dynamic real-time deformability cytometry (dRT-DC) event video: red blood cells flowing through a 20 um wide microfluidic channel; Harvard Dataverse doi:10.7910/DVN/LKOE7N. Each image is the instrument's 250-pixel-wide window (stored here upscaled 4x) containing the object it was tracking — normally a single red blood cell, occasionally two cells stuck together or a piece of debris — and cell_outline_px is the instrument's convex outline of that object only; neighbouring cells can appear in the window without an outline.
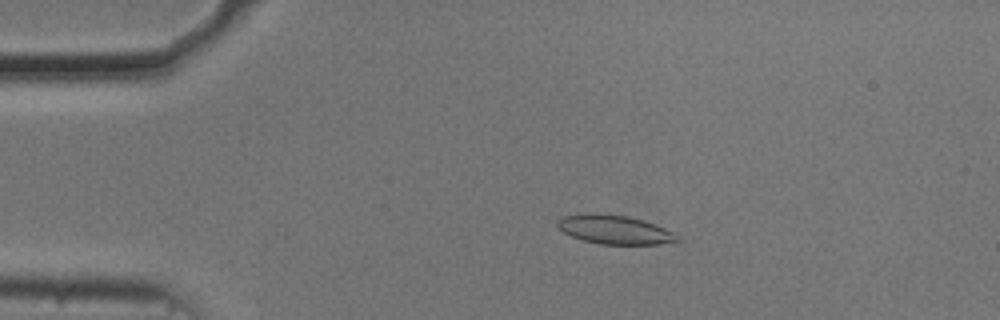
{"species": "common noctule bat (a hibernating species)", "species_latin": "Nyctalus noctula", "temperature_condition": "cold", "stored_images_in_passage": 53, "camera_frame_rate_fps": 3000, "um_per_image_px": 0.085, "animal": {"sex": "male", "body_mass_g": 20.5, "forearm_length_mm": 52.5}, "frame": {"image": 1, "passage_image": 10, "time_ms": 3.0, "image_size_px": [1000, 320], "cell_outline_px": [[680, 240], [660, 244], [600, 244], [584, 240], [572, 236], [564, 232], [556, 224], [556, 220], [564, 216], [628, 216], [644, 220], [664, 228], [672, 232]], "centroid_in_image_um": [52.29, 19.56], "position_along_channel_um": 32.7, "area_um2": 19.07}}
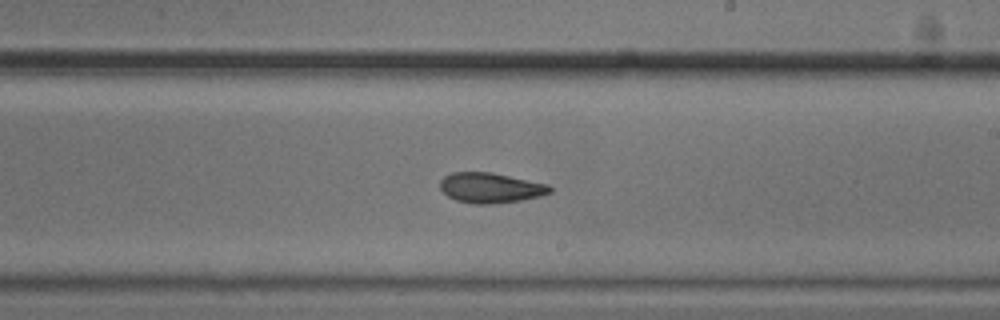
{"frame": {"image": 2, "passage_image": 31, "time_ms": 10.0, "image_size_px": [1000, 320], "cell_outline_px": [[552, 192], [540, 196], [524, 200], [492, 204], [476, 204], [456, 200], [448, 196], [440, 188], [440, 180], [444, 176], [452, 172], [492, 172], [548, 184], [552, 188]], "centroid_in_image_um": [41.71, 15.96], "position_along_channel_um": 247.3, "area_um2": 19.42}}
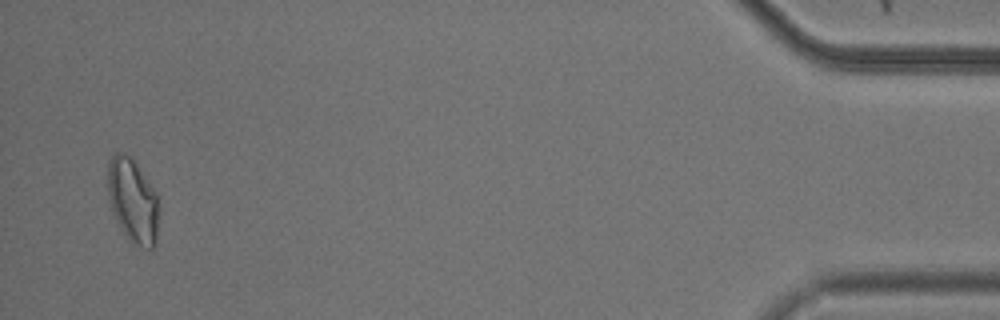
{"frame": {"image": 3, "passage_image": 52, "time_ms": 17.0, "image_size_px": [1000, 320], "cell_outline_px": [[156, 244], [152, 248], [144, 248], [136, 244], [124, 236], [112, 212], [108, 196], [108, 164], [112, 156], [116, 152], [124, 152], [132, 156], [156, 192]], "centroid_in_image_um": [11.25, 17.02], "position_along_channel_um": 424.0, "area_um2": 24.85}, "authors_computed_cell_mechanics": {"area_um2": 20.2878, "velocity_mm_per_s": 3.7007, "shape_relaxation_time_tau1_ms": 3.2684, "shape_relaxation_time_tau2_ms": 4.632, "deformation_change_tau1": 0.1236, "deformation_change_tau2": 0.1132}}